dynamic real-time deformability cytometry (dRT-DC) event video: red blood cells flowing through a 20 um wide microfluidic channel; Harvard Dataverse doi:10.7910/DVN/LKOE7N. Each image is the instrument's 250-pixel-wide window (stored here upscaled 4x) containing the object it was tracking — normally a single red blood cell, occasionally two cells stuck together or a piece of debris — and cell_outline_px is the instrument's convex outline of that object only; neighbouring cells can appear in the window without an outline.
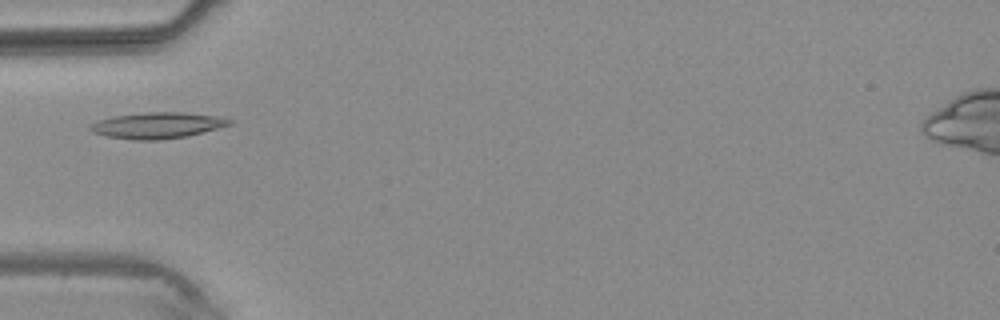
{"species": "common noctule bat (a hibernating species)", "species_latin": "Nyctalus noctula", "temperature_condition": "warm", "stored_images_in_passage": 1, "camera_frame_rate_fps": 3000, "um_per_image_px": 0.085, "animal": {"sex": "male", "body_mass_g": 20.4}, "frame": {"image": 1, "passage_image": 1, "time_ms": 0.0, "image_size_px": [1000, 320], "cell_outline_px": [[232, 124], [220, 128], [188, 136], [160, 140], [132, 140], [104, 136], [92, 132], [88, 128], [92, 124], [100, 120], [116, 116], [148, 112], [184, 112], [216, 116], [232, 120]], "centroid_in_image_um": [13.4, 10.67], "position_along_channel_um": 71.6, "area_um2": 21.15}}